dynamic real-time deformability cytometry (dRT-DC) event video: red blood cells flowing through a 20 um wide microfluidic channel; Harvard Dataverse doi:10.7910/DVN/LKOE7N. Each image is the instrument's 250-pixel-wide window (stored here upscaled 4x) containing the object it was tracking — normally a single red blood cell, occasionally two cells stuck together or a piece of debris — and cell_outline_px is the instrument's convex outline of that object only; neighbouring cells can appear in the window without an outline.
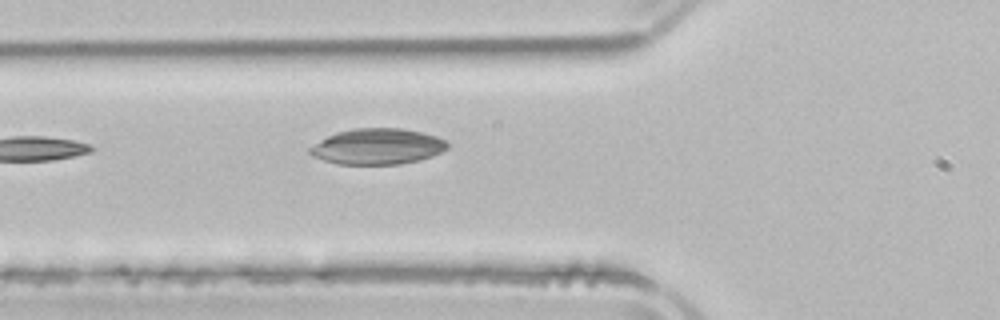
{"species": "common noctule bat (a hibernating species)", "species_latin": "Nyctalus noctula", "temperature_condition": "room temperature", "stored_images_in_passage": 4, "camera_frame_rate_fps": 3000, "um_per_image_px": 0.085, "animal": {"sex": "male", "body_mass_g": 21.5, "forearm_length_mm": 52.0}, "frame": {"image": 1, "passage_image": 4, "time_ms": 5.0, "image_size_px": [1000, 320], "cell_outline_px": [[448, 148], [432, 156], [420, 160], [400, 164], [336, 164], [312, 156], [308, 152], [308, 148], [320, 140], [336, 132], [352, 128], [400, 128], [424, 132], [436, 136], [444, 140], [448, 144]], "centroid_in_image_um": [32.07, 12.45], "position_along_channel_um": 93.7, "area_um2": 28.84}}